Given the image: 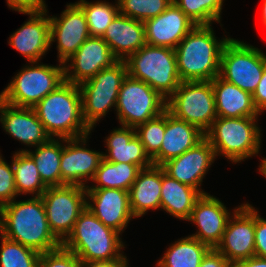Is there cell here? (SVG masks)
Segmentation results:
<instances>
[{
    "instance_id": "6da1fadb",
    "label": "cell",
    "mask_w": 266,
    "mask_h": 267,
    "mask_svg": "<svg viewBox=\"0 0 266 267\" xmlns=\"http://www.w3.org/2000/svg\"><path fill=\"white\" fill-rule=\"evenodd\" d=\"M0 235L40 254L62 245L49 227L41 196L14 199L0 207Z\"/></svg>"
},
{
    "instance_id": "7a4b0ae2",
    "label": "cell",
    "mask_w": 266,
    "mask_h": 267,
    "mask_svg": "<svg viewBox=\"0 0 266 267\" xmlns=\"http://www.w3.org/2000/svg\"><path fill=\"white\" fill-rule=\"evenodd\" d=\"M211 25H195L174 49L181 81H212L230 37L217 40Z\"/></svg>"
},
{
    "instance_id": "3957f363",
    "label": "cell",
    "mask_w": 266,
    "mask_h": 267,
    "mask_svg": "<svg viewBox=\"0 0 266 267\" xmlns=\"http://www.w3.org/2000/svg\"><path fill=\"white\" fill-rule=\"evenodd\" d=\"M33 110L51 138H77L92 131L82 115L79 85L64 81Z\"/></svg>"
},
{
    "instance_id": "277c9868",
    "label": "cell",
    "mask_w": 266,
    "mask_h": 267,
    "mask_svg": "<svg viewBox=\"0 0 266 267\" xmlns=\"http://www.w3.org/2000/svg\"><path fill=\"white\" fill-rule=\"evenodd\" d=\"M119 235L122 234L105 226L85 208L62 246L73 252L82 262L111 261L124 257L121 249L126 245Z\"/></svg>"
},
{
    "instance_id": "5b68a950",
    "label": "cell",
    "mask_w": 266,
    "mask_h": 267,
    "mask_svg": "<svg viewBox=\"0 0 266 267\" xmlns=\"http://www.w3.org/2000/svg\"><path fill=\"white\" fill-rule=\"evenodd\" d=\"M258 117H217L205 138L215 150L216 157L224 156L233 163H240L257 154L261 148V129Z\"/></svg>"
},
{
    "instance_id": "8992f818",
    "label": "cell",
    "mask_w": 266,
    "mask_h": 267,
    "mask_svg": "<svg viewBox=\"0 0 266 267\" xmlns=\"http://www.w3.org/2000/svg\"><path fill=\"white\" fill-rule=\"evenodd\" d=\"M125 63L130 77L147 83L166 100L182 82L174 49L146 44L131 54Z\"/></svg>"
},
{
    "instance_id": "52a82bcc",
    "label": "cell",
    "mask_w": 266,
    "mask_h": 267,
    "mask_svg": "<svg viewBox=\"0 0 266 267\" xmlns=\"http://www.w3.org/2000/svg\"><path fill=\"white\" fill-rule=\"evenodd\" d=\"M22 68L0 93V99L16 107L33 108L65 81L64 64L30 62Z\"/></svg>"
},
{
    "instance_id": "ba28073f",
    "label": "cell",
    "mask_w": 266,
    "mask_h": 267,
    "mask_svg": "<svg viewBox=\"0 0 266 267\" xmlns=\"http://www.w3.org/2000/svg\"><path fill=\"white\" fill-rule=\"evenodd\" d=\"M166 110L206 133L217 118L212 81H182L166 100Z\"/></svg>"
},
{
    "instance_id": "9c48e42d",
    "label": "cell",
    "mask_w": 266,
    "mask_h": 267,
    "mask_svg": "<svg viewBox=\"0 0 266 267\" xmlns=\"http://www.w3.org/2000/svg\"><path fill=\"white\" fill-rule=\"evenodd\" d=\"M127 74L125 61H118L79 85L82 115L91 130L111 107H116L119 90Z\"/></svg>"
},
{
    "instance_id": "30bf717a",
    "label": "cell",
    "mask_w": 266,
    "mask_h": 267,
    "mask_svg": "<svg viewBox=\"0 0 266 267\" xmlns=\"http://www.w3.org/2000/svg\"><path fill=\"white\" fill-rule=\"evenodd\" d=\"M266 55L257 47L230 38L220 61L219 76L251 94L262 78Z\"/></svg>"
},
{
    "instance_id": "8fae6325",
    "label": "cell",
    "mask_w": 266,
    "mask_h": 267,
    "mask_svg": "<svg viewBox=\"0 0 266 267\" xmlns=\"http://www.w3.org/2000/svg\"><path fill=\"white\" fill-rule=\"evenodd\" d=\"M115 108L120 125L136 128L163 113L166 110V99L147 83L127 74Z\"/></svg>"
},
{
    "instance_id": "7c38bea8",
    "label": "cell",
    "mask_w": 266,
    "mask_h": 267,
    "mask_svg": "<svg viewBox=\"0 0 266 267\" xmlns=\"http://www.w3.org/2000/svg\"><path fill=\"white\" fill-rule=\"evenodd\" d=\"M52 233L63 242L86 208V187L63 185L47 187L41 195Z\"/></svg>"
},
{
    "instance_id": "4fadbf2b",
    "label": "cell",
    "mask_w": 266,
    "mask_h": 267,
    "mask_svg": "<svg viewBox=\"0 0 266 267\" xmlns=\"http://www.w3.org/2000/svg\"><path fill=\"white\" fill-rule=\"evenodd\" d=\"M233 211L215 248L232 265L255 256V208L247 202Z\"/></svg>"
},
{
    "instance_id": "5bb4252c",
    "label": "cell",
    "mask_w": 266,
    "mask_h": 267,
    "mask_svg": "<svg viewBox=\"0 0 266 267\" xmlns=\"http://www.w3.org/2000/svg\"><path fill=\"white\" fill-rule=\"evenodd\" d=\"M50 41H57L58 62L66 61L91 37L82 8L75 2L66 5L60 17L49 16Z\"/></svg>"
},
{
    "instance_id": "9a60e30c",
    "label": "cell",
    "mask_w": 266,
    "mask_h": 267,
    "mask_svg": "<svg viewBox=\"0 0 266 267\" xmlns=\"http://www.w3.org/2000/svg\"><path fill=\"white\" fill-rule=\"evenodd\" d=\"M89 135L64 139L65 144H63L60 163L61 186L80 185L86 187V183H88L86 181L93 180L103 159V152L85 147Z\"/></svg>"
},
{
    "instance_id": "2e32d148",
    "label": "cell",
    "mask_w": 266,
    "mask_h": 267,
    "mask_svg": "<svg viewBox=\"0 0 266 267\" xmlns=\"http://www.w3.org/2000/svg\"><path fill=\"white\" fill-rule=\"evenodd\" d=\"M118 61L102 37H89L64 63L65 81L80 85Z\"/></svg>"
},
{
    "instance_id": "e0dca14e",
    "label": "cell",
    "mask_w": 266,
    "mask_h": 267,
    "mask_svg": "<svg viewBox=\"0 0 266 267\" xmlns=\"http://www.w3.org/2000/svg\"><path fill=\"white\" fill-rule=\"evenodd\" d=\"M215 159V150L204 138L196 146L161 167L171 178L197 189L203 195L208 193L200 189V185Z\"/></svg>"
},
{
    "instance_id": "ac0fdd59",
    "label": "cell",
    "mask_w": 266,
    "mask_h": 267,
    "mask_svg": "<svg viewBox=\"0 0 266 267\" xmlns=\"http://www.w3.org/2000/svg\"><path fill=\"white\" fill-rule=\"evenodd\" d=\"M86 208L105 226L120 234L134 218L130 208L129 191L121 189H86Z\"/></svg>"
},
{
    "instance_id": "d6986e66",
    "label": "cell",
    "mask_w": 266,
    "mask_h": 267,
    "mask_svg": "<svg viewBox=\"0 0 266 267\" xmlns=\"http://www.w3.org/2000/svg\"><path fill=\"white\" fill-rule=\"evenodd\" d=\"M29 19L15 31L8 43L28 62H38L50 49V19L47 6L35 12H22Z\"/></svg>"
},
{
    "instance_id": "ffe728a7",
    "label": "cell",
    "mask_w": 266,
    "mask_h": 267,
    "mask_svg": "<svg viewBox=\"0 0 266 267\" xmlns=\"http://www.w3.org/2000/svg\"><path fill=\"white\" fill-rule=\"evenodd\" d=\"M231 212L218 198L203 194L195 203L188 221L197 225V232L189 235L215 249L221 242Z\"/></svg>"
},
{
    "instance_id": "44dd1931",
    "label": "cell",
    "mask_w": 266,
    "mask_h": 267,
    "mask_svg": "<svg viewBox=\"0 0 266 267\" xmlns=\"http://www.w3.org/2000/svg\"><path fill=\"white\" fill-rule=\"evenodd\" d=\"M144 23L146 44L175 49L195 24L172 2L157 17Z\"/></svg>"
},
{
    "instance_id": "7402d4cb",
    "label": "cell",
    "mask_w": 266,
    "mask_h": 267,
    "mask_svg": "<svg viewBox=\"0 0 266 267\" xmlns=\"http://www.w3.org/2000/svg\"><path fill=\"white\" fill-rule=\"evenodd\" d=\"M0 122L10 137L28 147H37L51 138L33 108L12 106L0 99Z\"/></svg>"
},
{
    "instance_id": "603a6c76",
    "label": "cell",
    "mask_w": 266,
    "mask_h": 267,
    "mask_svg": "<svg viewBox=\"0 0 266 267\" xmlns=\"http://www.w3.org/2000/svg\"><path fill=\"white\" fill-rule=\"evenodd\" d=\"M204 138L205 133L199 128L165 110V133L160 151L152 158L153 165L162 166L193 148Z\"/></svg>"
},
{
    "instance_id": "cb8c5ba5",
    "label": "cell",
    "mask_w": 266,
    "mask_h": 267,
    "mask_svg": "<svg viewBox=\"0 0 266 267\" xmlns=\"http://www.w3.org/2000/svg\"><path fill=\"white\" fill-rule=\"evenodd\" d=\"M102 38L114 56L119 61H125L146 45L144 23L119 13L109 24Z\"/></svg>"
},
{
    "instance_id": "d4e9b609",
    "label": "cell",
    "mask_w": 266,
    "mask_h": 267,
    "mask_svg": "<svg viewBox=\"0 0 266 267\" xmlns=\"http://www.w3.org/2000/svg\"><path fill=\"white\" fill-rule=\"evenodd\" d=\"M107 154L103 158L110 162L135 164L141 169L153 166L143 144L133 127L121 126L113 129L105 141Z\"/></svg>"
},
{
    "instance_id": "484cf974",
    "label": "cell",
    "mask_w": 266,
    "mask_h": 267,
    "mask_svg": "<svg viewBox=\"0 0 266 267\" xmlns=\"http://www.w3.org/2000/svg\"><path fill=\"white\" fill-rule=\"evenodd\" d=\"M217 117H259L252 94L227 82L219 75L212 80Z\"/></svg>"
},
{
    "instance_id": "4316f807",
    "label": "cell",
    "mask_w": 266,
    "mask_h": 267,
    "mask_svg": "<svg viewBox=\"0 0 266 267\" xmlns=\"http://www.w3.org/2000/svg\"><path fill=\"white\" fill-rule=\"evenodd\" d=\"M162 167L142 169L129 190L130 208L133 216L142 217L150 210L161 208Z\"/></svg>"
},
{
    "instance_id": "83f0119b",
    "label": "cell",
    "mask_w": 266,
    "mask_h": 267,
    "mask_svg": "<svg viewBox=\"0 0 266 267\" xmlns=\"http://www.w3.org/2000/svg\"><path fill=\"white\" fill-rule=\"evenodd\" d=\"M201 196L197 189L171 178L162 168V210L178 219L188 221L196 201Z\"/></svg>"
},
{
    "instance_id": "f1b7e54d",
    "label": "cell",
    "mask_w": 266,
    "mask_h": 267,
    "mask_svg": "<svg viewBox=\"0 0 266 267\" xmlns=\"http://www.w3.org/2000/svg\"><path fill=\"white\" fill-rule=\"evenodd\" d=\"M63 143L62 138H50L37 146L35 151L19 150V152H26L34 160L42 182L47 187L61 186L60 163Z\"/></svg>"
},
{
    "instance_id": "f546056e",
    "label": "cell",
    "mask_w": 266,
    "mask_h": 267,
    "mask_svg": "<svg viewBox=\"0 0 266 267\" xmlns=\"http://www.w3.org/2000/svg\"><path fill=\"white\" fill-rule=\"evenodd\" d=\"M211 248L191 236L172 243L157 261V267H199Z\"/></svg>"
},
{
    "instance_id": "4dcf8cb0",
    "label": "cell",
    "mask_w": 266,
    "mask_h": 267,
    "mask_svg": "<svg viewBox=\"0 0 266 267\" xmlns=\"http://www.w3.org/2000/svg\"><path fill=\"white\" fill-rule=\"evenodd\" d=\"M142 169L135 164L116 163L101 160L96 174L93 178V186H86V189H121L129 191Z\"/></svg>"
},
{
    "instance_id": "1f68e13d",
    "label": "cell",
    "mask_w": 266,
    "mask_h": 267,
    "mask_svg": "<svg viewBox=\"0 0 266 267\" xmlns=\"http://www.w3.org/2000/svg\"><path fill=\"white\" fill-rule=\"evenodd\" d=\"M17 195L41 196L47 186L42 182L34 160L26 152H15L12 157Z\"/></svg>"
},
{
    "instance_id": "d6a6232c",
    "label": "cell",
    "mask_w": 266,
    "mask_h": 267,
    "mask_svg": "<svg viewBox=\"0 0 266 267\" xmlns=\"http://www.w3.org/2000/svg\"><path fill=\"white\" fill-rule=\"evenodd\" d=\"M84 11L91 37H102L114 18L119 14L118 3L111 4L105 1L76 2Z\"/></svg>"
},
{
    "instance_id": "836d02e7",
    "label": "cell",
    "mask_w": 266,
    "mask_h": 267,
    "mask_svg": "<svg viewBox=\"0 0 266 267\" xmlns=\"http://www.w3.org/2000/svg\"><path fill=\"white\" fill-rule=\"evenodd\" d=\"M224 0H173L195 25L220 23Z\"/></svg>"
},
{
    "instance_id": "e575fe53",
    "label": "cell",
    "mask_w": 266,
    "mask_h": 267,
    "mask_svg": "<svg viewBox=\"0 0 266 267\" xmlns=\"http://www.w3.org/2000/svg\"><path fill=\"white\" fill-rule=\"evenodd\" d=\"M1 237L0 267H38L40 253Z\"/></svg>"
},
{
    "instance_id": "d590c367",
    "label": "cell",
    "mask_w": 266,
    "mask_h": 267,
    "mask_svg": "<svg viewBox=\"0 0 266 267\" xmlns=\"http://www.w3.org/2000/svg\"><path fill=\"white\" fill-rule=\"evenodd\" d=\"M173 0H117L119 13L139 21L157 17Z\"/></svg>"
},
{
    "instance_id": "8d00e7d4",
    "label": "cell",
    "mask_w": 266,
    "mask_h": 267,
    "mask_svg": "<svg viewBox=\"0 0 266 267\" xmlns=\"http://www.w3.org/2000/svg\"><path fill=\"white\" fill-rule=\"evenodd\" d=\"M135 130L146 153L152 159L161 148L165 133V111L159 116L138 125Z\"/></svg>"
},
{
    "instance_id": "74e56055",
    "label": "cell",
    "mask_w": 266,
    "mask_h": 267,
    "mask_svg": "<svg viewBox=\"0 0 266 267\" xmlns=\"http://www.w3.org/2000/svg\"><path fill=\"white\" fill-rule=\"evenodd\" d=\"M82 261L62 245L52 251L42 253L38 267H82Z\"/></svg>"
},
{
    "instance_id": "f35d334b",
    "label": "cell",
    "mask_w": 266,
    "mask_h": 267,
    "mask_svg": "<svg viewBox=\"0 0 266 267\" xmlns=\"http://www.w3.org/2000/svg\"><path fill=\"white\" fill-rule=\"evenodd\" d=\"M18 197L15 187L13 165H9L0 155V207Z\"/></svg>"
},
{
    "instance_id": "ab89813d",
    "label": "cell",
    "mask_w": 266,
    "mask_h": 267,
    "mask_svg": "<svg viewBox=\"0 0 266 267\" xmlns=\"http://www.w3.org/2000/svg\"><path fill=\"white\" fill-rule=\"evenodd\" d=\"M255 209V256L266 258V219Z\"/></svg>"
},
{
    "instance_id": "60d3db41",
    "label": "cell",
    "mask_w": 266,
    "mask_h": 267,
    "mask_svg": "<svg viewBox=\"0 0 266 267\" xmlns=\"http://www.w3.org/2000/svg\"><path fill=\"white\" fill-rule=\"evenodd\" d=\"M11 10L22 12H35L46 7L45 0H6Z\"/></svg>"
},
{
    "instance_id": "b9f144b4",
    "label": "cell",
    "mask_w": 266,
    "mask_h": 267,
    "mask_svg": "<svg viewBox=\"0 0 266 267\" xmlns=\"http://www.w3.org/2000/svg\"><path fill=\"white\" fill-rule=\"evenodd\" d=\"M252 99L254 106L259 113H262L266 110V64L262 78L260 79L256 90L252 94Z\"/></svg>"
},
{
    "instance_id": "7bdbcfd3",
    "label": "cell",
    "mask_w": 266,
    "mask_h": 267,
    "mask_svg": "<svg viewBox=\"0 0 266 267\" xmlns=\"http://www.w3.org/2000/svg\"><path fill=\"white\" fill-rule=\"evenodd\" d=\"M199 267H233V265L216 249H210Z\"/></svg>"
},
{
    "instance_id": "ee69618b",
    "label": "cell",
    "mask_w": 266,
    "mask_h": 267,
    "mask_svg": "<svg viewBox=\"0 0 266 267\" xmlns=\"http://www.w3.org/2000/svg\"><path fill=\"white\" fill-rule=\"evenodd\" d=\"M127 257L111 261L83 262L82 267H128Z\"/></svg>"
},
{
    "instance_id": "f6af8a7d",
    "label": "cell",
    "mask_w": 266,
    "mask_h": 267,
    "mask_svg": "<svg viewBox=\"0 0 266 267\" xmlns=\"http://www.w3.org/2000/svg\"><path fill=\"white\" fill-rule=\"evenodd\" d=\"M233 267H266V258L253 256L234 264Z\"/></svg>"
},
{
    "instance_id": "bcb514c9",
    "label": "cell",
    "mask_w": 266,
    "mask_h": 267,
    "mask_svg": "<svg viewBox=\"0 0 266 267\" xmlns=\"http://www.w3.org/2000/svg\"><path fill=\"white\" fill-rule=\"evenodd\" d=\"M259 172L266 178V158L261 159Z\"/></svg>"
},
{
    "instance_id": "7dc6e473",
    "label": "cell",
    "mask_w": 266,
    "mask_h": 267,
    "mask_svg": "<svg viewBox=\"0 0 266 267\" xmlns=\"http://www.w3.org/2000/svg\"><path fill=\"white\" fill-rule=\"evenodd\" d=\"M262 17V23L264 24L265 28H266V0H264V3H263V8H262V13H261Z\"/></svg>"
}]
</instances>
